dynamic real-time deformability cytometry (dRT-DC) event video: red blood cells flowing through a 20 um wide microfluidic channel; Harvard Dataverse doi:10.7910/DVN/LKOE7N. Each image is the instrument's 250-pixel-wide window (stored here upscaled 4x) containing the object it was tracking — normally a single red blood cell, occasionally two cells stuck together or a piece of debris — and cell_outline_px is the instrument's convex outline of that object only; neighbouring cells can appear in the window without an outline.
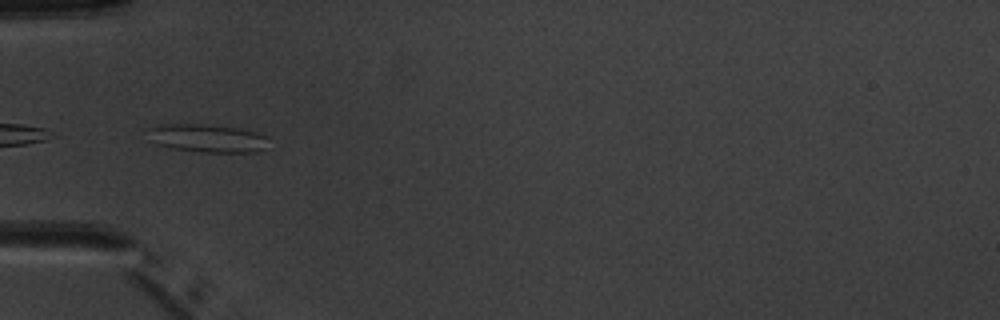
{"species": "common noctule bat (a hibernating species)", "species_latin": "Nyctalus noctula", "temperature_condition": "warm", "stored_images_in_passage": 6, "camera_frame_rate_fps": 3000, "um_per_image_px": 0.085, "animal": {"sex": "male", "body_mass_g": 20.1, "forearm_length_mm": 53.5}, "frame": {"image": 1, "passage_image": 4, "time_ms": 3.667, "image_size_px": [1000, 320], "cell_outline_px": [[268, 136], [264, 148], [256, 152], [204, 152], [176, 148], [156, 144], [152, 128], [160, 124], [204, 124], [236, 128], [256, 132]], "centroid_in_image_um": [17.74, 11.75], "position_along_channel_um": 67.3, "area_um2": 19.02}}
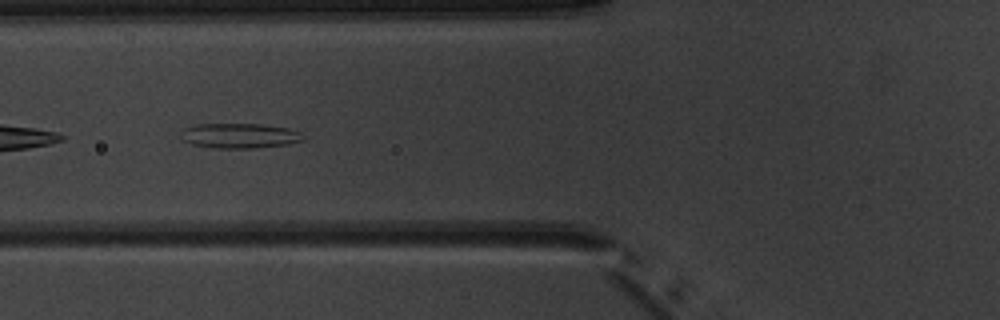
{"frame": {"image": 2, "passage_image": 5, "time_ms": 4.667, "image_size_px": [1000, 320], "cell_outline_px": [[304, 140], [288, 144], [256, 148], [212, 148], [192, 144], [184, 140], [184, 128], [196, 124], [260, 124], [288, 128], [300, 132], [304, 136]], "centroid_in_image_um": [20.42, 11.54], "position_along_channel_um": 105.4, "area_um2": 17.63}}